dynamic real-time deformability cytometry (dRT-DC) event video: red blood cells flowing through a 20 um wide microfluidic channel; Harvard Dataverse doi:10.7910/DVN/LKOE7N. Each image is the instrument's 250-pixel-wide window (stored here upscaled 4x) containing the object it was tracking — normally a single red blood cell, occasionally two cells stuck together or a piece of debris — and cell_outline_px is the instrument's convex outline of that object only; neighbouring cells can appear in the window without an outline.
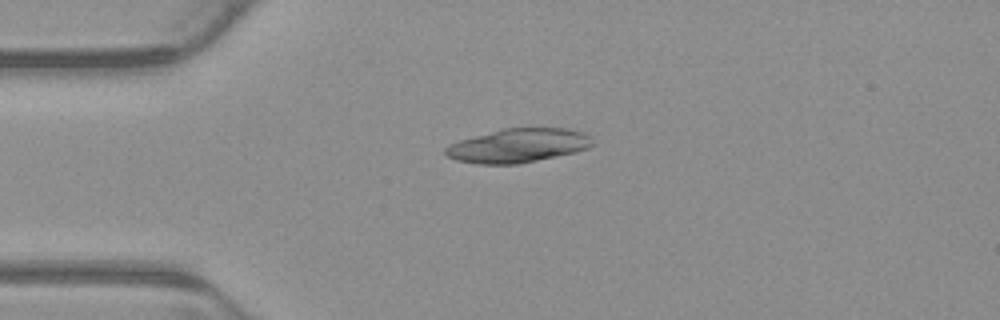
{"species": "common noctule bat (a hibernating species)", "species_latin": "Nyctalus noctula", "temperature_condition": "warm", "stored_images_in_passage": 4, "camera_frame_rate_fps": 3000, "um_per_image_px": 0.085, "animal": {"sex": "male", "body_mass_g": 23.1, "forearm_length_mm": 52.7}, "frame": {"image": 1, "passage_image": 3, "time_ms": 0.667, "image_size_px": [1000, 320], "cell_outline_px": [[592, 144], [588, 148], [576, 152], [520, 164], [480, 164], [456, 160], [448, 156], [444, 152], [444, 148], [448, 144], [460, 140], [504, 128], [564, 128], [584, 132], [588, 136]], "centroid_in_image_um": [44.02, 12.38], "position_along_channel_um": 41.0, "area_um2": 28.9}}